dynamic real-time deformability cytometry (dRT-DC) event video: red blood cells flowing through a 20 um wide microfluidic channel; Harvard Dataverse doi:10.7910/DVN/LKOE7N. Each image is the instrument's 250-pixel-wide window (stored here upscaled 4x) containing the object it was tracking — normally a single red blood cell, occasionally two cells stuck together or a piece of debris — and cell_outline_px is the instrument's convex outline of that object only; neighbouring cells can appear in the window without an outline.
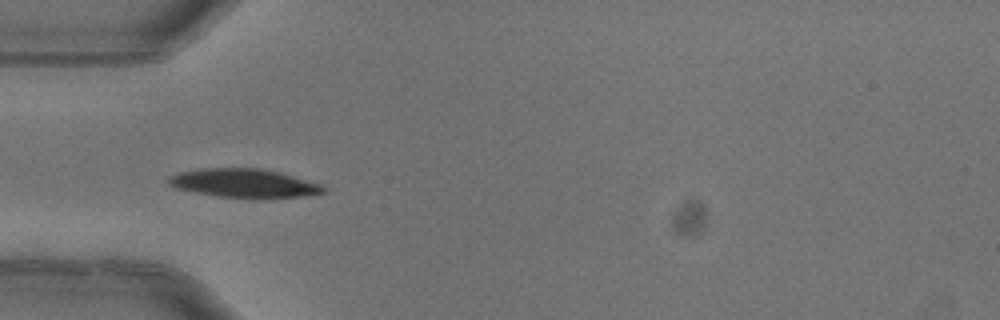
{"species": "common noctule bat (a hibernating species)", "species_latin": "Nyctalus noctula", "temperature_condition": "warm", "stored_images_in_passage": 3, "camera_frame_rate_fps": 3000, "um_per_image_px": 0.085, "animal": {"sex": "female"}, "frame": {"image": 1, "passage_image": 1, "time_ms": 0.0, "image_size_px": [1000, 320], "cell_outline_px": [[328, 188], [324, 192], [300, 196], [216, 196], [176, 188], [168, 184], [168, 176], [180, 172], [200, 168], [260, 168], [280, 172], [320, 184]], "centroid_in_image_um": [20.68, 15.53], "position_along_channel_um": 64.3, "area_um2": 25.09}}